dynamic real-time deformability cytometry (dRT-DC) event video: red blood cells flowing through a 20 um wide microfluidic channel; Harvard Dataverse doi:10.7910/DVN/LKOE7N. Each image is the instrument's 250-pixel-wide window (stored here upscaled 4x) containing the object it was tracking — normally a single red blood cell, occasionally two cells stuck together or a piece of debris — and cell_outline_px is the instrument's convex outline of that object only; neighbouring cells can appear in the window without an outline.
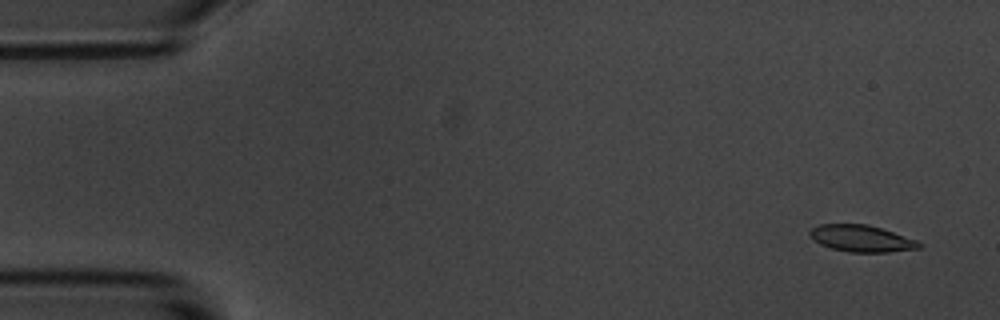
{"species": "common noctule bat (a hibernating species)", "species_latin": "Nyctalus noctula", "temperature_condition": "room temperature", "stored_images_in_passage": 4, "camera_frame_rate_fps": 3000, "um_per_image_px": 0.085, "animal": {"sex": "male", "body_mass_g": 20.1, "forearm_length_mm": 53.5}, "frame": {"image": 1, "passage_image": 1, "time_ms": 0.0, "image_size_px": [1000, 320], "cell_outline_px": [[920, 248], [888, 252], [848, 252], [832, 248], [820, 244], [808, 232], [812, 228], [820, 224], [868, 224], [916, 240], [920, 244]], "centroid_in_image_um": [73.21, 20.27], "position_along_channel_um": 11.8, "area_um2": 16.65}}